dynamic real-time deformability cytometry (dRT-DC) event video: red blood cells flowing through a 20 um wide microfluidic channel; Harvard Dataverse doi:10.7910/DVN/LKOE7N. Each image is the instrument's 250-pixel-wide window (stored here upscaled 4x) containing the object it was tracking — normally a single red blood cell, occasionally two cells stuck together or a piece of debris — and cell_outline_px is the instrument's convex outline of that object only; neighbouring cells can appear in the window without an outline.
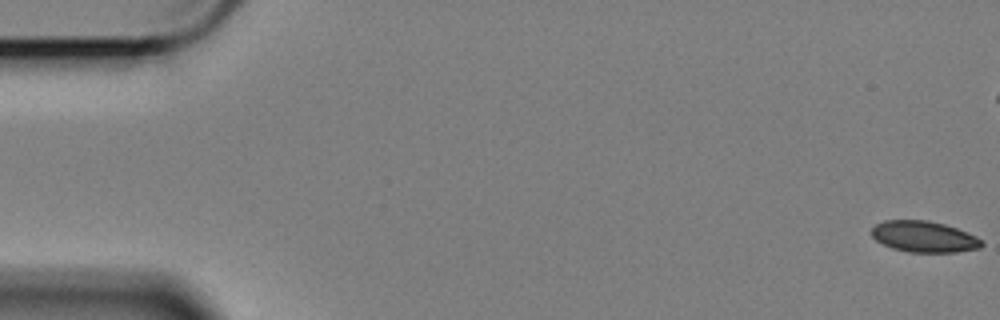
{"species": "Egyptian fruit bat (a non-hibernating species)", "species_latin": "Rousettus aegyptiacus", "temperature_condition": "cold", "stored_images_in_passage": 60, "camera_frame_rate_fps": 3000, "um_per_image_px": 0.085, "animal": {"sex": "female"}, "frame": {"image": 1, "passage_image": 1, "time_ms": 0.0, "image_size_px": [1000, 320], "cell_outline_px": [[984, 244], [980, 248], [956, 252], [908, 252], [892, 248], [876, 240], [872, 236], [872, 228], [876, 224], [884, 220], [928, 220], [944, 224], [956, 228], [976, 236]], "centroid_in_image_um": [78.53, 20.11], "position_along_channel_um": 6.5, "area_um2": 19.88}}
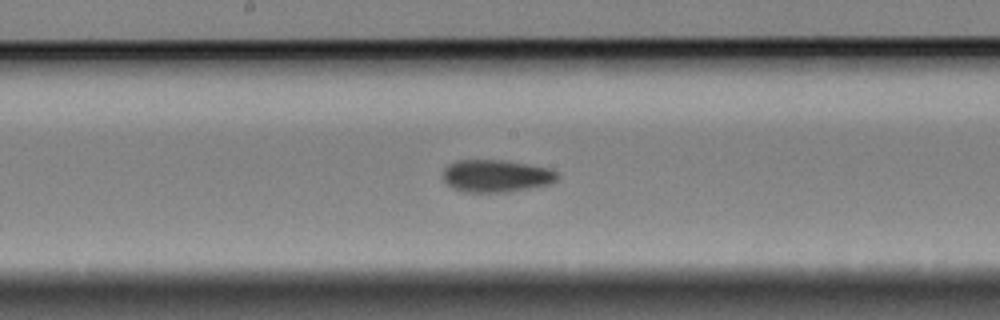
{"frame": {"image": 2, "passage_image": 31, "time_ms": 10.0, "image_size_px": [1000, 320], "cell_outline_px": [[560, 176], [552, 184], [508, 192], [464, 192], [452, 188], [444, 180], [444, 168], [448, 164], [456, 160], [504, 160], [528, 164], [548, 168], [556, 172]], "centroid_in_image_um": [42.19, 14.95], "position_along_channel_um": 206.0, "area_um2": 21.73}}
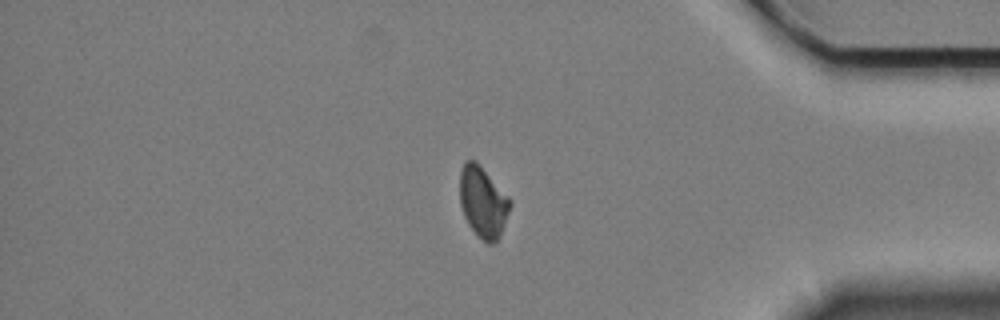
{"frame": {"image": 3, "passage_image": 50, "time_ms": 16.333, "image_size_px": [1000, 320], "cell_outline_px": [[512, 204], [500, 236], [492, 244], [488, 244], [468, 224], [464, 216], [460, 204], [460, 172], [464, 160], [476, 160], [512, 200]], "centroid_in_image_um": [41.06, 17.14], "position_along_channel_um": 394.1, "area_um2": 20.75}, "authors_computed_cell_mechanics": {"area_um2": 21.0103, "velocity_mm_per_s": 3.3978, "shape_relaxation_time_tau1_ms": 6.4365, "shape_relaxation_time_tau2_ms": 4.7024, "deformation_change_tau1": 0.1146, "deformation_change_tau2": 0.0812}}